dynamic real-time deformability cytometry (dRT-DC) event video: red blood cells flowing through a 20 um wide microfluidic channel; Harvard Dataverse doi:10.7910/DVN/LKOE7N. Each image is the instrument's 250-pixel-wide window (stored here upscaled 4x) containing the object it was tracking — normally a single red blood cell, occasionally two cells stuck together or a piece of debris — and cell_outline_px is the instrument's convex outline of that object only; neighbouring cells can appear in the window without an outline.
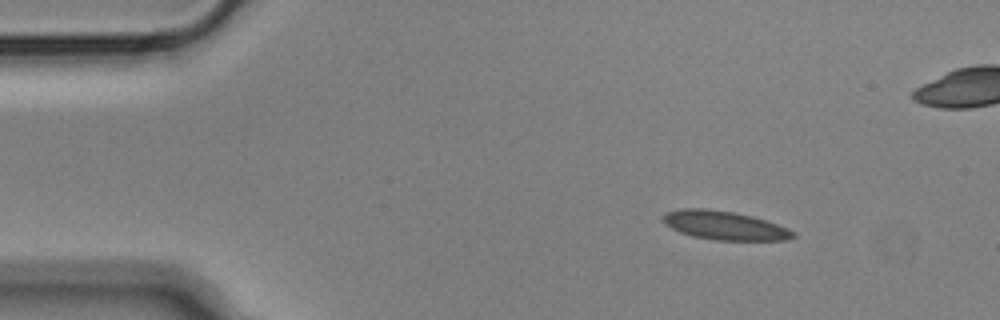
{"species": "Egyptian fruit bat (a non-hibernating species)", "species_latin": "Rousettus aegyptiacus", "temperature_condition": "cold", "stored_images_in_passage": 49, "camera_frame_rate_fps": 3000, "um_per_image_px": 0.085, "animal": {"sex": "male"}, "frame": {"image": 1, "passage_image": 1, "time_ms": 0.0, "image_size_px": [1000, 320], "cell_outline_px": [[796, 236], [788, 240], [716, 240], [692, 236], [680, 232], [664, 224], [664, 216], [668, 212], [680, 208], [704, 208], [732, 212], [752, 216], [788, 228], [796, 232]], "centroid_in_image_um": [61.6, 19.17], "position_along_channel_um": 23.4, "area_um2": 21.62}}
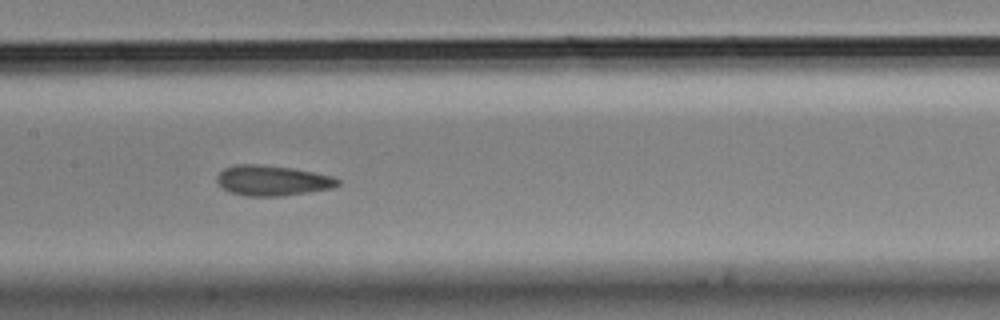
{"frame": {"image": 2, "passage_image": 20, "time_ms": 6.333, "image_size_px": [1000, 320], "cell_outline_px": [[340, 184], [332, 188], [284, 196], [244, 196], [232, 192], [224, 188], [216, 180], [216, 176], [224, 168], [236, 164], [260, 164], [292, 168], [332, 176], [340, 180]], "centroid_in_image_um": [23.15, 15.34], "position_along_channel_um": 184.3, "area_um2": 21.27}}
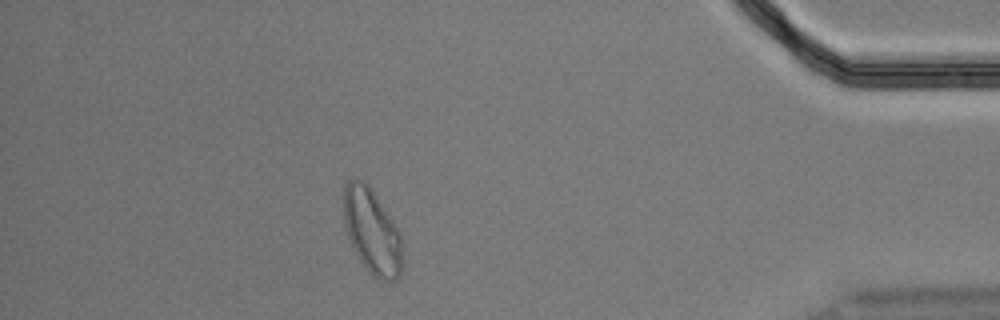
{"frame": {"image": 3, "passage_image": 42, "time_ms": 13.667, "image_size_px": [1000, 320], "cell_outline_px": [[400, 276], [396, 280], [376, 280], [368, 272], [352, 248], [344, 224], [344, 184], [352, 176], [364, 180], [372, 188], [400, 232]], "centroid_in_image_um": [31.58, 19.62], "position_along_channel_um": 403.6, "area_um2": 29.19}, "authors_computed_cell_mechanics": {"area_um2": 21.675, "velocity_mm_per_s": 3.6169, "shape_relaxation_time_tau1_ms": null, "shape_relaxation_time_tau2_ms": 1.7576, "deformation_change_tau1": null, "deformation_change_tau2": 0.0652}}